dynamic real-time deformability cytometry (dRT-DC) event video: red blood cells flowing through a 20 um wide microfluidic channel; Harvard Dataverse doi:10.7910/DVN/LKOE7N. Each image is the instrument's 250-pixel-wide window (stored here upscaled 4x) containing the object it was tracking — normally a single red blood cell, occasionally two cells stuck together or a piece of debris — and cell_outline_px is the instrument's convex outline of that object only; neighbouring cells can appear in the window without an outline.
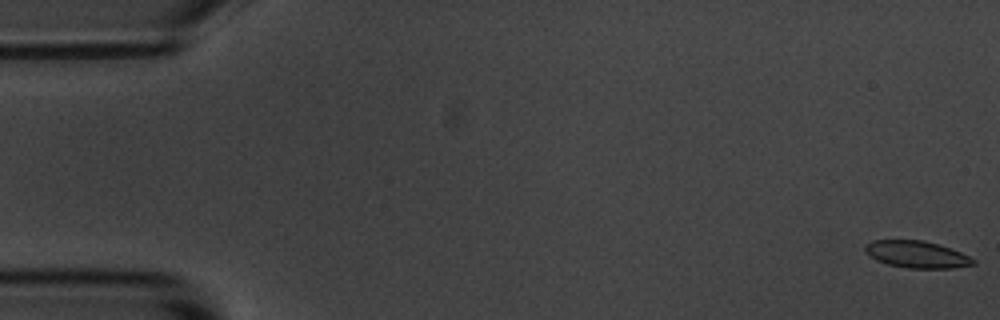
{"species": "common noctule bat (a hibernating species)", "species_latin": "Nyctalus noctula", "temperature_condition": "room temperature", "stored_images_in_passage": 16, "camera_frame_rate_fps": 3000, "um_per_image_px": 0.085, "animal": {"sex": "male", "body_mass_g": 20.1, "forearm_length_mm": 53.5}, "frame": {"image": 1, "passage_image": 1, "time_ms": 0.0, "image_size_px": [1000, 320], "cell_outline_px": [[976, 264], [952, 268], [908, 268], [888, 264], [876, 260], [868, 256], [864, 252], [864, 248], [872, 240], [924, 240], [940, 244], [960, 252], [976, 260]], "centroid_in_image_um": [77.92, 21.62], "position_along_channel_um": 7.1, "area_um2": 17.05}}
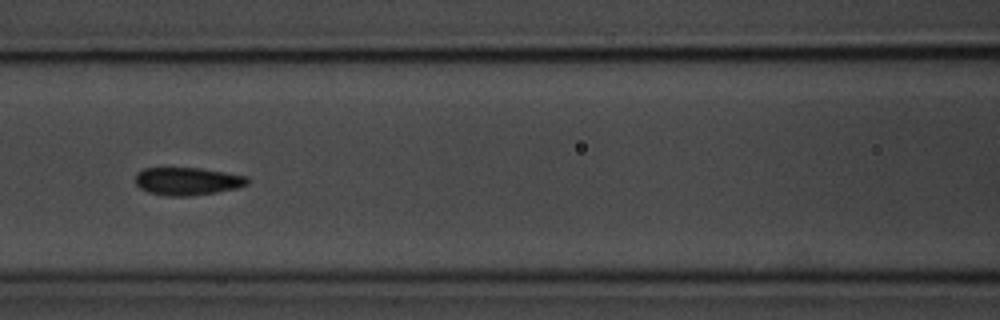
{"frame": {"image": 2, "passage_image": 7, "time_ms": 7.667, "image_size_px": [1000, 320], "cell_outline_px": [[248, 184], [236, 188], [216, 192], [188, 196], [168, 196], [148, 192], [140, 188], [136, 184], [136, 172], [144, 168], [200, 168], [248, 176]], "centroid_in_image_um": [15.92, 15.4], "position_along_channel_um": 150.7, "area_um2": 18.09}}
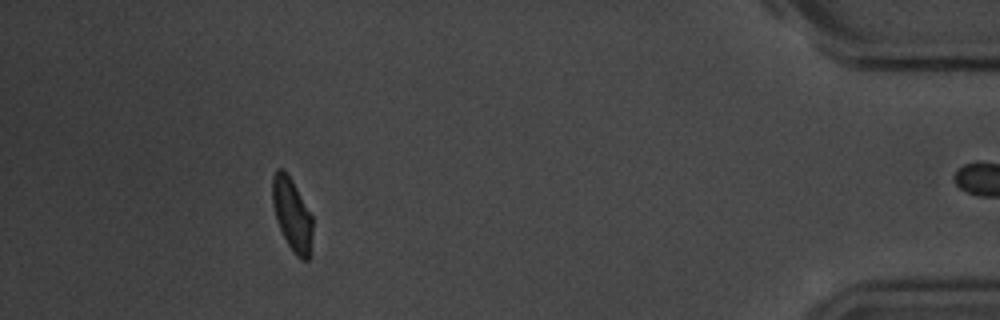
{"frame": {"image": 3, "passage_image": 14, "time_ms": 16.333, "image_size_px": [1000, 320], "cell_outline_px": [[312, 232], [308, 260], [300, 260], [292, 252], [276, 220], [272, 204], [272, 176], [276, 168], [280, 168], [292, 180], [312, 216]], "centroid_in_image_um": [24.8, 18.24], "position_along_channel_um": 410.4, "area_um2": 16.82}, "authors_computed_cell_mechanics": {"area_um2": 17.918, "velocity_mm_per_s": 3.6821, "shape_relaxation_time_tau1_ms": 1.9409, "shape_relaxation_time_tau2_ms": 4.4495, "deformation_change_tau1": 0.0952, "deformation_change_tau2": 0.057}}